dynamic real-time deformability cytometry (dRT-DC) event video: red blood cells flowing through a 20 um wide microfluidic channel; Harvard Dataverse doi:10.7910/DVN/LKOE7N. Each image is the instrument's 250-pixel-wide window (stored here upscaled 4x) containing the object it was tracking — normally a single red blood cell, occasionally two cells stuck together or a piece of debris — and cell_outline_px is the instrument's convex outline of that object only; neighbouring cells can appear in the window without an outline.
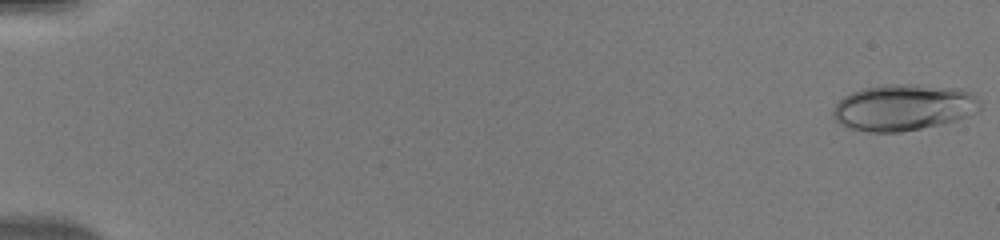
{"species": "human", "species_latin": "Homo sapiens", "temperature_condition": "warm", "stored_images_in_passage": 50, "camera_frame_rate_fps": 3000, "um_per_image_px": 0.085, "donor": {"sex": "male"}, "frame": {"image": 1, "passage_image": 1, "time_ms": 0.0, "image_size_px": [1000, 240], "cell_outline_px": [[980, 112], [960, 120], [900, 132], [868, 132], [852, 128], [840, 124], [832, 116], [832, 108], [844, 96], [852, 92], [864, 88], [888, 84], [916, 84], [960, 88], [972, 92], [976, 96], [980, 104]], "centroid_in_image_um": [76.84, 9.12], "position_along_channel_um": 8.2, "area_um2": 40.06}}
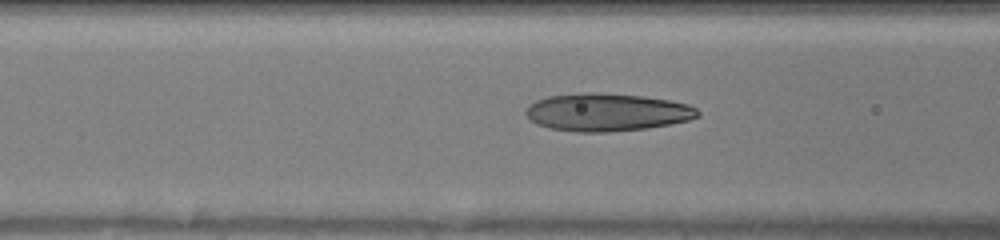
{"frame": {"image": 2, "passage_image": 22, "time_ms": 7.0, "image_size_px": [1000, 240], "cell_outline_px": [[700, 116], [688, 120], [648, 128], [608, 132], [576, 132], [548, 128], [536, 124], [524, 112], [528, 104], [536, 100], [548, 96], [588, 92], [592, 92], [644, 96], [668, 100], [688, 104], [696, 108], [700, 112]], "centroid_in_image_um": [51.57, 9.54], "position_along_channel_um": 115.0, "area_um2": 37.92}}
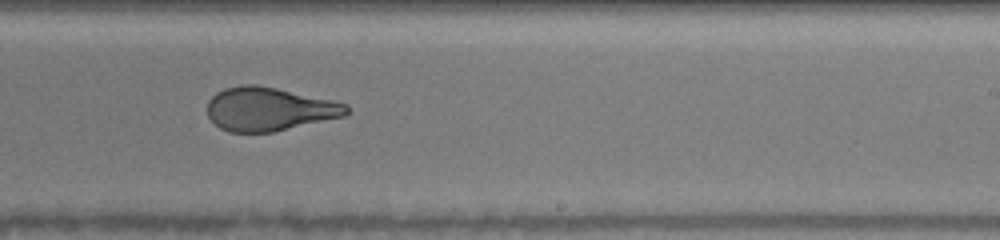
{"frame": {"image": 3, "passage_image": 33, "time_ms": 10.667, "image_size_px": [1000, 240], "cell_outline_px": [[348, 112], [344, 116], [272, 132], [228, 132], [220, 128], [208, 116], [208, 100], [216, 92], [224, 88], [240, 84], [256, 84], [276, 88], [332, 100], [348, 104]], "centroid_in_image_um": [22.85, 9.26], "position_along_channel_um": 266.2, "area_um2": 35.2}}